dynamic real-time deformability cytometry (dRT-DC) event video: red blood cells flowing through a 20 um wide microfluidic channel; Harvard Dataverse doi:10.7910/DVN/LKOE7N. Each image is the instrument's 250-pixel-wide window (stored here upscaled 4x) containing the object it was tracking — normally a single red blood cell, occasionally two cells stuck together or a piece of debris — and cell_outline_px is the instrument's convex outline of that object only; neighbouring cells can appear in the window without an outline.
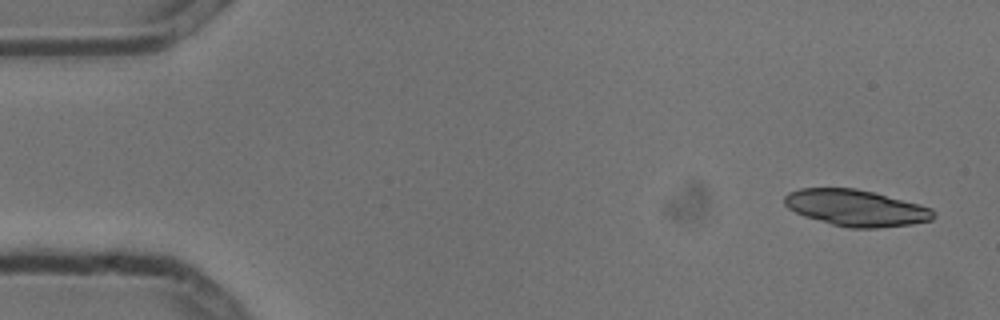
{"species": "common noctule bat (a hibernating species)", "species_latin": "Nyctalus noctula", "temperature_condition": "cold", "stored_images_in_passage": 4, "camera_frame_rate_fps": 3000, "um_per_image_px": 0.085, "animal": {"sex": "male", "body_mass_g": 13.3}, "frame": {"image": 1, "passage_image": 1, "time_ms": 0.0, "image_size_px": [1000, 320], "cell_outline_px": [[936, 216], [932, 220], [912, 224], [876, 228], [848, 228], [832, 224], [804, 216], [788, 208], [784, 204], [784, 196], [788, 192], [800, 188], [856, 188], [920, 204], [932, 208]], "centroid_in_image_um": [72.76, 17.67], "position_along_channel_um": 12.2, "area_um2": 31.62}}